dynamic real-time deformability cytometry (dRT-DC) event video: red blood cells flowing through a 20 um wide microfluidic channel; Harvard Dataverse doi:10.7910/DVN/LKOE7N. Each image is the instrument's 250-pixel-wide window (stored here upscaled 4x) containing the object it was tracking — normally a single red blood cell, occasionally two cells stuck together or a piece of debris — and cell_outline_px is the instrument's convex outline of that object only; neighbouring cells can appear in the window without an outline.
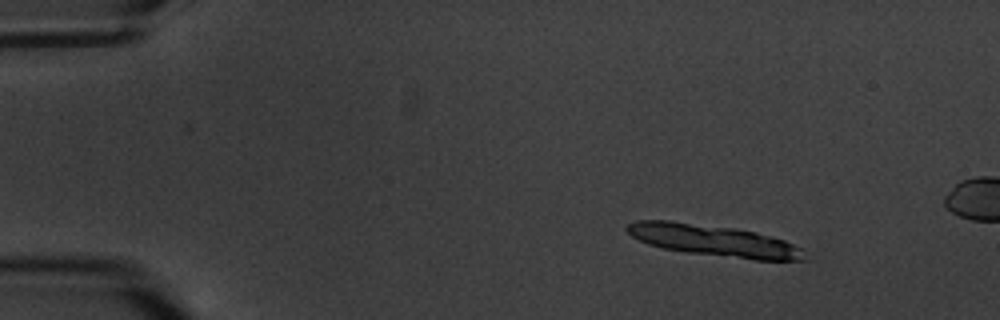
{"species": "common noctule bat (a hibernating species)", "species_latin": "Nyctalus noctula", "temperature_condition": "warm", "stored_images_in_passage": 5, "camera_frame_rate_fps": 3000, "um_per_image_px": 0.085, "animal": {"sex": "male", "body_mass_g": 20.1, "forearm_length_mm": 53.5}, "frame": {"image": 1, "passage_image": 2, "time_ms": 1.0, "image_size_px": [1000, 320], "cell_outline_px": [[808, 260], [756, 260], [684, 252], [664, 248], [648, 244], [632, 236], [624, 228], [628, 224], [636, 220], [672, 220], [736, 228], [756, 232], [772, 236], [784, 240], [804, 248]], "centroid_in_image_um": [60.71, 20.44], "position_along_channel_um": 24.3, "area_um2": 32.89}}